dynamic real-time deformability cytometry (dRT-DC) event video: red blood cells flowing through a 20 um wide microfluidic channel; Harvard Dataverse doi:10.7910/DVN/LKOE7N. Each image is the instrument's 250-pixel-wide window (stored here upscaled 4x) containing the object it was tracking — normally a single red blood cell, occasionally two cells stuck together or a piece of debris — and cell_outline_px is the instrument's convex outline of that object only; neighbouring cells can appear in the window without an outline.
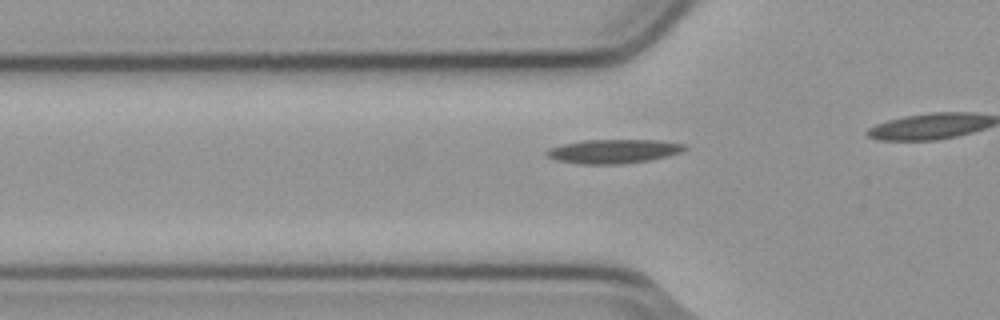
{"species": "common noctule bat (a hibernating species)", "species_latin": "Nyctalus noctula", "temperature_condition": "cold", "stored_images_in_passage": 20, "camera_frame_rate_fps": 3000, "um_per_image_px": 0.085, "animal": {"sex": "male", "body_mass_g": 23.1, "forearm_length_mm": 52.7}, "frame": {"image": 1, "passage_image": 14, "time_ms": 4.333, "image_size_px": [1000, 320], "cell_outline_px": [[688, 148], [680, 152], [668, 156], [652, 160], [620, 164], [580, 164], [556, 160], [548, 156], [544, 152], [548, 148], [564, 144], [584, 140], [656, 140], [688, 144]], "centroid_in_image_um": [52.18, 12.86], "position_along_channel_um": 73.6, "area_um2": 19.42}}
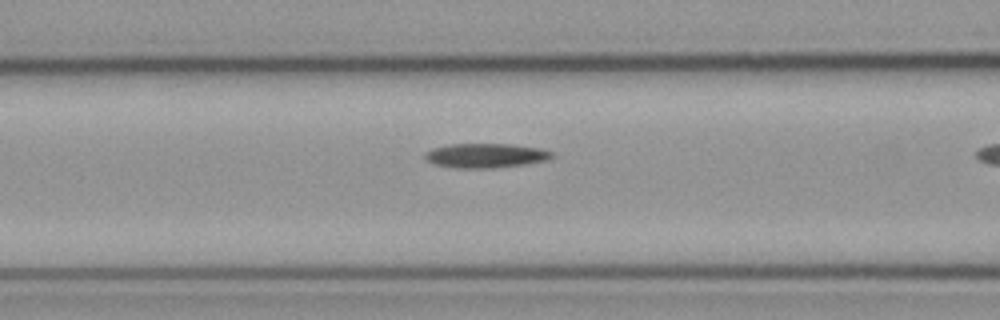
{"frame": {"image": 2, "passage_image": 18, "time_ms": 5.667, "image_size_px": [1000, 320], "cell_outline_px": [[556, 156], [548, 160], [524, 164], [492, 168], [456, 168], [432, 164], [424, 156], [424, 152], [432, 148], [448, 144], [512, 144], [540, 148], [552, 152]], "centroid_in_image_um": [41.27, 13.22], "position_along_channel_um": 125.3, "area_um2": 18.21}}